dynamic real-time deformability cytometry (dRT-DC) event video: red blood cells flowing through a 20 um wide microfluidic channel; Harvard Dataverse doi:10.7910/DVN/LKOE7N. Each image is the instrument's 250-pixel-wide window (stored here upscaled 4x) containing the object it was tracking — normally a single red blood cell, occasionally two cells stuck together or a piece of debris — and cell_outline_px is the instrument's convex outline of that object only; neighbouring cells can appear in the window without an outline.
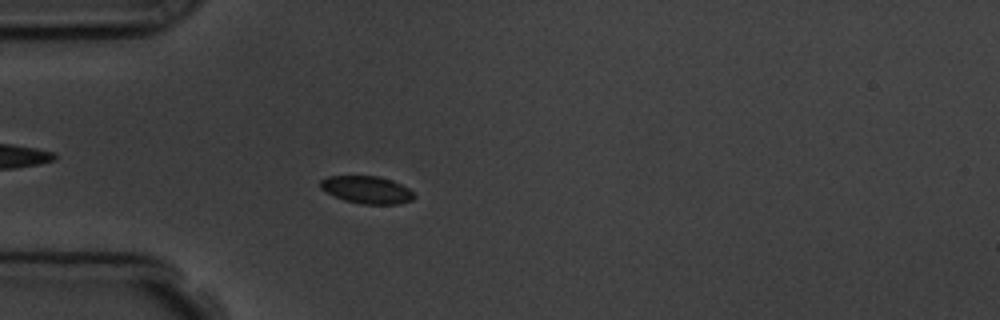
{"species": "common noctule bat (a hibernating species)", "species_latin": "Nyctalus noctula", "temperature_condition": "room temperature", "stored_images_in_passage": 5, "camera_frame_rate_fps": 3000, "um_per_image_px": 0.085, "animal": {"sex": "male", "body_mass_g": 19.5, "forearm_length_mm": 54.6}, "frame": {"image": 1, "passage_image": 5, "time_ms": 4.667, "image_size_px": [1000, 320], "cell_outline_px": [[416, 196], [412, 200], [400, 204], [360, 204], [344, 200], [320, 188], [320, 180], [328, 176], [376, 176], [392, 180], [408, 188]], "centroid_in_image_um": [31.19, 16.13], "position_along_channel_um": 53.8, "area_um2": 14.91}}